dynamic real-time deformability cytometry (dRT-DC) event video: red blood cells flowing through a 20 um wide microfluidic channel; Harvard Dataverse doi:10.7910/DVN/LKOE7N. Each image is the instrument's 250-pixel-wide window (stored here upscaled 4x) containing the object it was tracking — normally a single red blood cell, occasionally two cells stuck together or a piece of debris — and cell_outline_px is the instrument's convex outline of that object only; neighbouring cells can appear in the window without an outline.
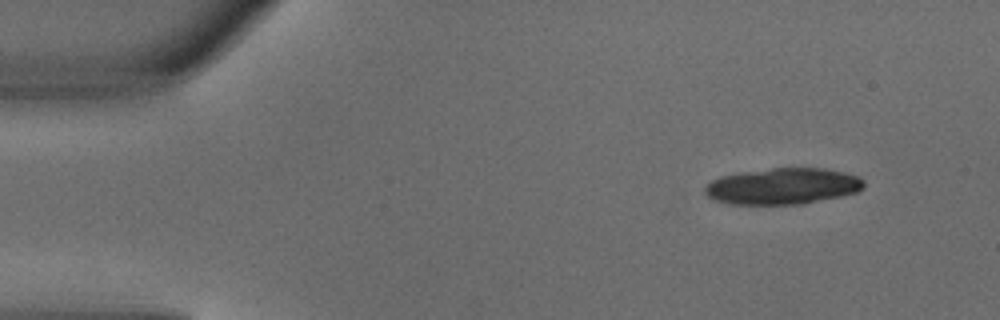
{"species": "common noctule bat (a hibernating species)", "species_latin": "Nyctalus noctula", "temperature_condition": "warm", "stored_images_in_passage": 4, "camera_frame_rate_fps": 3000, "um_per_image_px": 0.085, "animal": {"sex": "male", "body_mass_g": 18.8}, "frame": {"image": 1, "passage_image": 1, "time_ms": 0.0, "image_size_px": [1000, 320], "cell_outline_px": [[864, 188], [856, 192], [840, 196], [804, 204], [732, 204], [716, 200], [708, 196], [704, 192], [704, 184], [720, 176], [740, 172], [772, 168], [824, 168], [844, 172], [856, 176], [864, 180]], "centroid_in_image_um": [66.51, 15.82], "position_along_channel_um": 18.5, "area_um2": 33.64}}
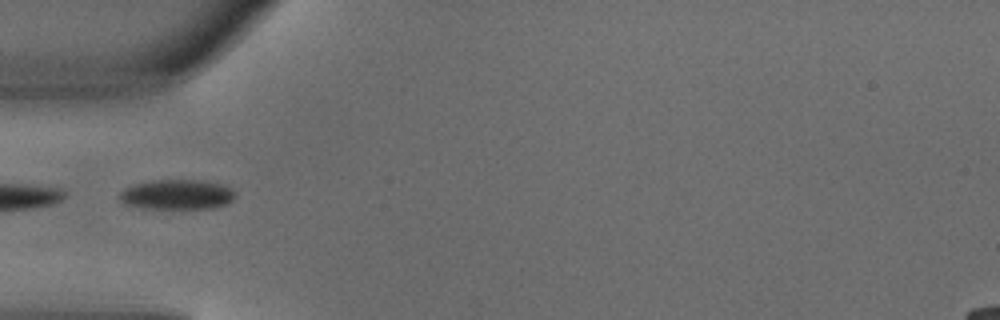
{"frame": {"image": 2, "passage_image": 4, "time_ms": 1.0, "image_size_px": [1000, 320], "cell_outline_px": [[236, 196], [228, 204], [216, 208], [140, 208], [124, 204], [120, 200], [120, 192], [124, 188], [136, 184], [152, 180], [204, 180], [224, 184], [232, 188], [236, 192]], "centroid_in_image_um": [15.1, 16.53], "position_along_channel_um": 69.9, "area_um2": 20.46}}